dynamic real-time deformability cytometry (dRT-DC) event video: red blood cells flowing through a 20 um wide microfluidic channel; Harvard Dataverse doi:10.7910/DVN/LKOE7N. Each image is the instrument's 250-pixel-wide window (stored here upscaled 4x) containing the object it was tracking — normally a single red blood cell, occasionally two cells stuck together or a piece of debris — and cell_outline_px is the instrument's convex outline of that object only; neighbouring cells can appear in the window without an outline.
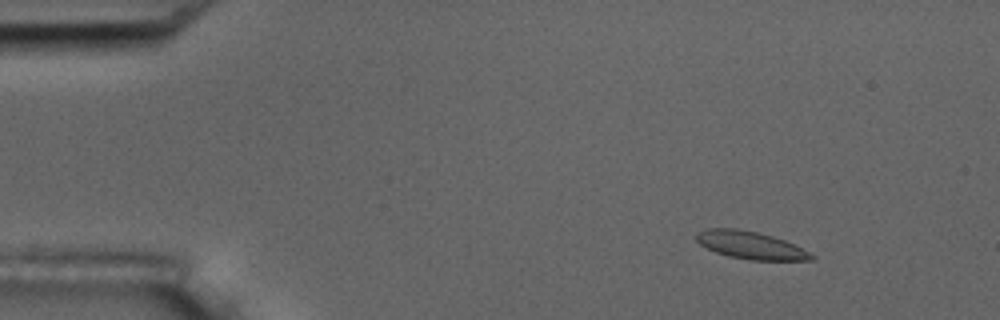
{"species": "common noctule bat (a hibernating species)", "species_latin": "Nyctalus noctula", "temperature_condition": "room temperature", "stored_images_in_passage": 6, "camera_frame_rate_fps": 3000, "um_per_image_px": 0.085, "animal": {"sex": "male", "body_mass_g": 17.5, "forearm_length_mm": 52.3}, "frame": {"image": 1, "passage_image": 3, "time_ms": 2.333, "image_size_px": [1000, 320], "cell_outline_px": [[816, 260], [752, 260], [728, 256], [716, 252], [700, 244], [696, 240], [696, 232], [708, 228], [736, 228], [756, 232], [772, 236], [784, 240], [816, 256]], "centroid_in_image_um": [63.78, 20.84], "position_along_channel_um": 21.2, "area_um2": 18.32}}
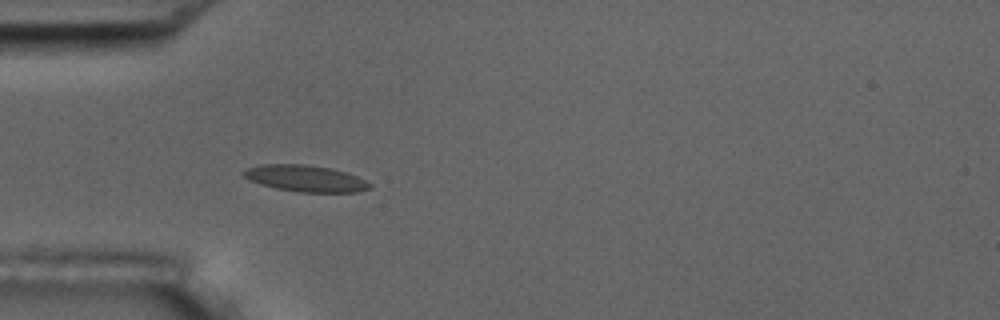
{"frame": {"image": 2, "passage_image": 6, "time_ms": 5.667, "image_size_px": [1000, 320], "cell_outline_px": [[372, 188], [356, 192], [300, 192], [276, 188], [260, 184], [244, 176], [240, 172], [248, 168], [260, 164], [304, 164], [332, 168], [348, 172], [372, 184]], "centroid_in_image_um": [25.99, 15.16], "position_along_channel_um": 59.0, "area_um2": 19.48}}